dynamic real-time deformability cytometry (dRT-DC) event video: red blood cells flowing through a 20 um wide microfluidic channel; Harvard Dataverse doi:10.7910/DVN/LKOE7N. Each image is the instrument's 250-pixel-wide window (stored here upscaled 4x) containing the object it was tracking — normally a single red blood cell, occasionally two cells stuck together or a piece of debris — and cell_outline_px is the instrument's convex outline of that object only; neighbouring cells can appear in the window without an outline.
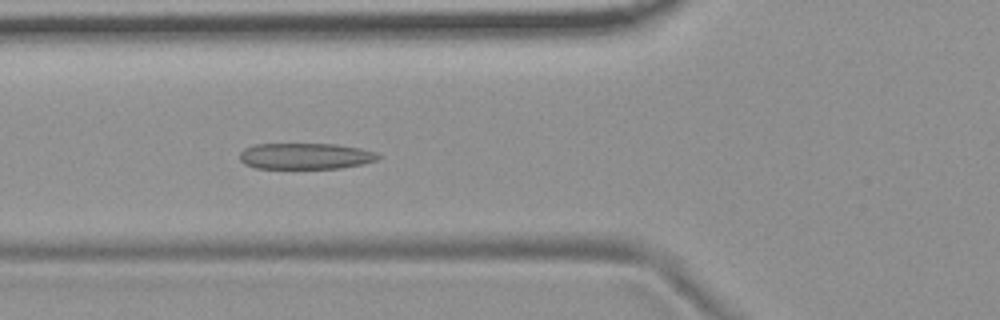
{"species": "common noctule bat (a hibernating species)", "species_latin": "Nyctalus noctula", "temperature_condition": "room temperature", "stored_images_in_passage": 53, "camera_frame_rate_fps": 3000, "um_per_image_px": 0.085, "animal": {"sex": "female", "body_mass_g": 19.9}, "frame": {"image": 1, "passage_image": 19, "time_ms": 6.0, "image_size_px": [1000, 320], "cell_outline_px": [[380, 156], [376, 160], [364, 164], [340, 168], [256, 168], [244, 164], [240, 160], [240, 152], [244, 148], [256, 144], [336, 144], [360, 148], [376, 152]], "centroid_in_image_um": [25.96, 13.27], "position_along_channel_um": 99.8, "area_um2": 21.1}}
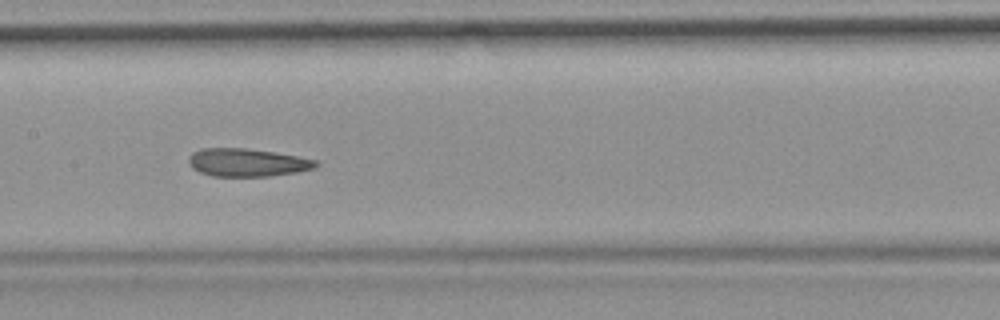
{"frame": {"image": 2, "passage_image": 26, "time_ms": 8.333, "image_size_px": [1000, 320], "cell_outline_px": [[320, 164], [316, 168], [296, 172], [268, 176], [212, 176], [200, 172], [192, 168], [188, 164], [188, 156], [192, 152], [200, 148], [244, 148], [272, 152], [296, 156], [316, 160]], "centroid_in_image_um": [20.97, 13.81], "position_along_channel_um": 186.4, "area_um2": 20.75}}
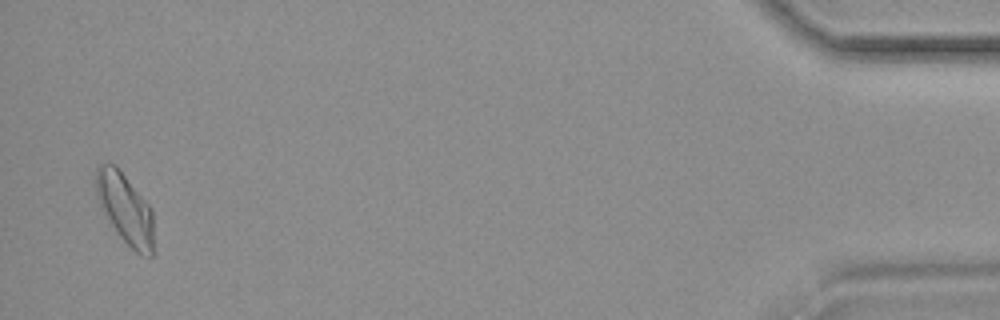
{"frame": {"image": 3, "passage_image": 52, "time_ms": 17.0, "image_size_px": [1000, 320], "cell_outline_px": [[152, 256], [140, 256], [120, 236], [100, 208], [96, 200], [96, 168], [100, 164], [116, 164], [152, 208]], "centroid_in_image_um": [10.61, 17.7], "position_along_channel_um": 424.6, "area_um2": 23.58}, "authors_computed_cell_mechanics": {"area_um2": 22.3108, "velocity_mm_per_s": 3.7063, "shape_relaxation_time_tau1_ms": null, "shape_relaxation_time_tau2_ms": 2.8686, "deformation_change_tau1": null, "deformation_change_tau2": 0.0968}}